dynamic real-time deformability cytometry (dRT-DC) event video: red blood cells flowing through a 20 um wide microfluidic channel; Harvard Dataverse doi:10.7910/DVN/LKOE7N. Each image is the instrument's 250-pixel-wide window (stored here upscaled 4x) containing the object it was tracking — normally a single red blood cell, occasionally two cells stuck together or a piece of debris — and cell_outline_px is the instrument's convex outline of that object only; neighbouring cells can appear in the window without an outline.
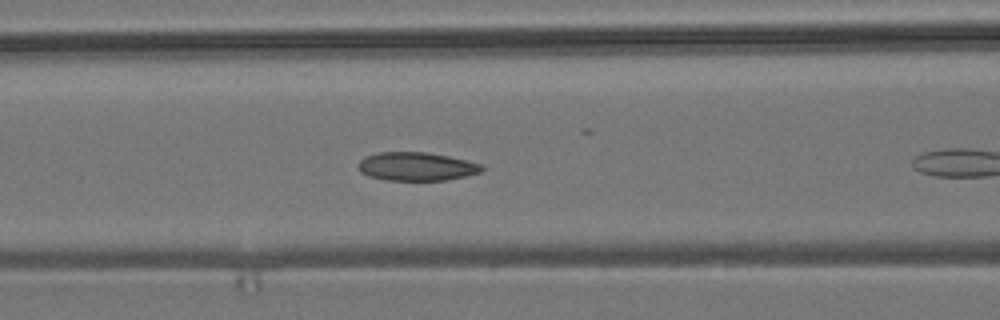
{"species": "common noctule bat (a hibernating species)", "species_latin": "Nyctalus noctula", "temperature_condition": "room temperature", "stored_images_in_passage": 7, "camera_frame_rate_fps": 3000, "um_per_image_px": 0.085, "animal": {"sex": "male", "body_mass_g": 19.2, "forearm_length_mm": 51.8}, "frame": {"image": 1, "passage_image": 6, "time_ms": 1.667, "image_size_px": [1000, 320], "cell_outline_px": [[484, 168], [480, 172], [464, 176], [444, 180], [388, 180], [368, 176], [360, 172], [356, 164], [364, 156], [376, 152], [428, 152], [448, 156], [484, 164]], "centroid_in_image_um": [35.36, 14.14], "position_along_channel_um": 131.2, "area_um2": 20.63}}